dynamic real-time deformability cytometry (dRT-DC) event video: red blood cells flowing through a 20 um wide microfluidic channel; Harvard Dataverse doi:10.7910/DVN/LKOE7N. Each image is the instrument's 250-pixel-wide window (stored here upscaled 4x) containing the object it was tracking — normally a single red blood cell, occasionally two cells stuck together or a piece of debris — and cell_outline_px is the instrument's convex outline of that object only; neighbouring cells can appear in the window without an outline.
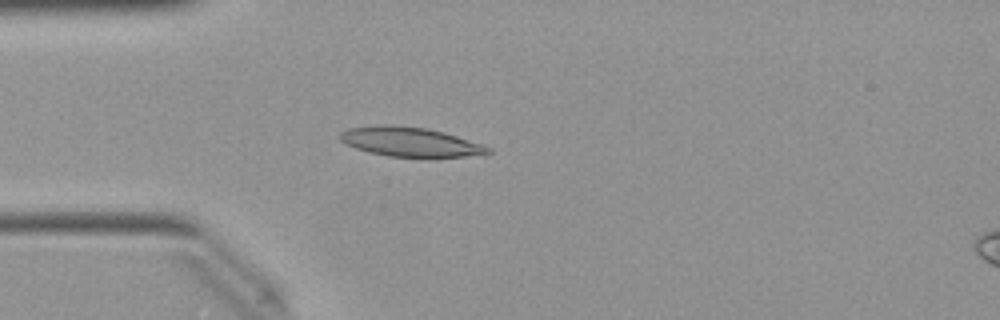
{"species": "Egyptian fruit bat (a non-hibernating species)", "species_latin": "Rousettus aegyptiacus", "temperature_condition": "warm", "stored_images_in_passage": 49, "camera_frame_rate_fps": 3000, "um_per_image_px": 0.085, "animal": {"sex": "female"}, "frame": {"image": 1, "passage_image": 12, "time_ms": 3.667, "image_size_px": [1000, 320], "cell_outline_px": [[492, 152], [484, 156], [388, 156], [368, 152], [356, 148], [340, 140], [340, 132], [348, 128], [376, 124], [392, 124], [428, 128], [444, 132], [492, 148]], "centroid_in_image_um": [34.86, 12.04], "position_along_channel_um": 50.1, "area_um2": 25.32}}
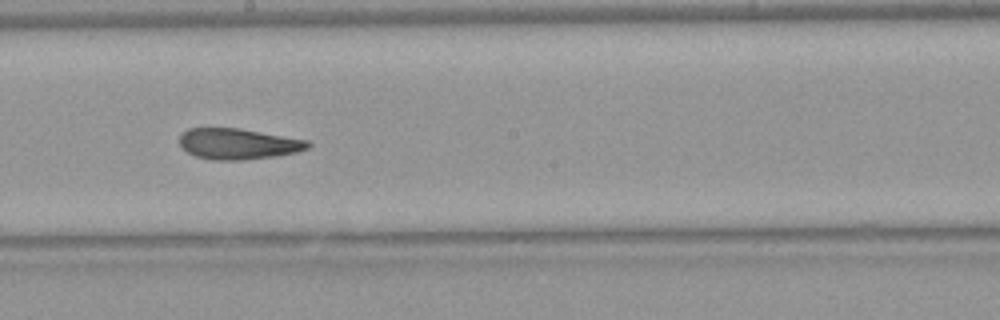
{"frame": {"image": 2, "passage_image": 26, "time_ms": 8.333, "image_size_px": [1000, 320], "cell_outline_px": [[312, 144], [308, 148], [296, 152], [276, 156], [240, 160], [212, 160], [196, 156], [188, 152], [180, 144], [180, 136], [188, 128], [240, 128], [308, 140]], "centroid_in_image_um": [20.27, 12.22], "position_along_channel_um": 227.9, "area_um2": 23.0}}
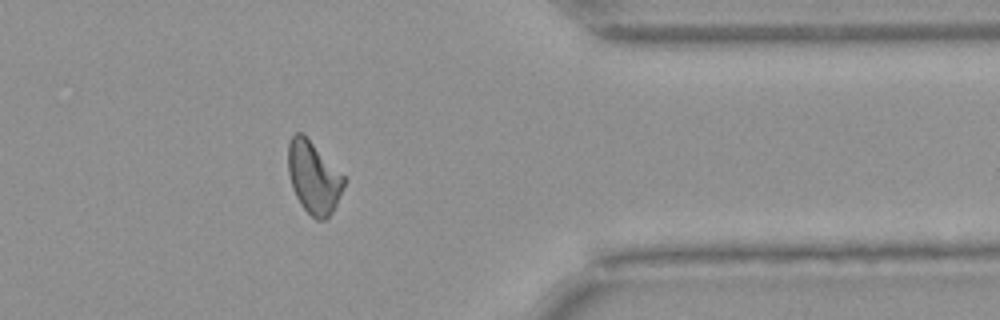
{"frame": {"image": 3, "passage_image": 39, "time_ms": 12.667, "image_size_px": [1000, 320], "cell_outline_px": [[344, 184], [336, 204], [332, 212], [324, 220], [316, 220], [300, 204], [292, 188], [288, 172], [288, 144], [292, 136], [296, 132], [304, 132], [344, 176]], "centroid_in_image_um": [26.63, 15.04], "position_along_channel_um": 384.8, "area_um2": 23.41}, "authors_computed_cell_mechanics": {"area_um2": 23.7558, "velocity_mm_per_s": 4.0196, "shape_relaxation_time_tau1_ms": 10.7647, "shape_relaxation_time_tau2_ms": 3.4188, "deformation_change_tau1": 0.2429, "deformation_change_tau2": 0.1205}}